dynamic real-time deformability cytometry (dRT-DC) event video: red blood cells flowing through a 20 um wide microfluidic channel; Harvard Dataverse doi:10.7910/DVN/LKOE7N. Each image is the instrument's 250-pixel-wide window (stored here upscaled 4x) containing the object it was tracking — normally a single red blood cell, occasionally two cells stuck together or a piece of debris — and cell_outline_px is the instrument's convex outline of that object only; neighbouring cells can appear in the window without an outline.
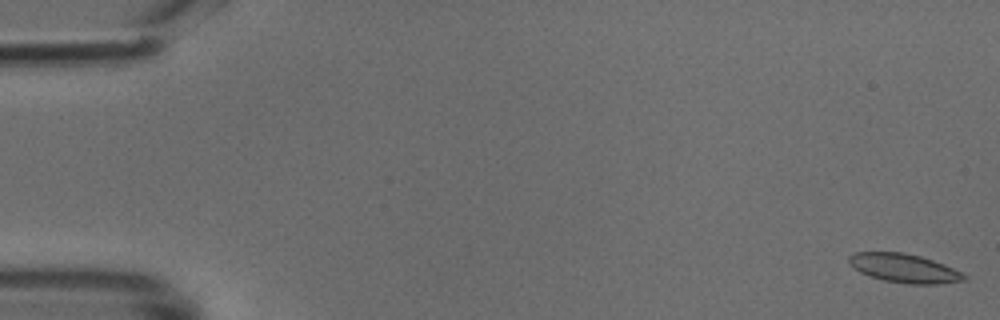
{"species": "common noctule bat (a hibernating species)", "species_latin": "Nyctalus noctula", "temperature_condition": "cold", "stored_images_in_passage": 49, "camera_frame_rate_fps": 3000, "um_per_image_px": 0.085, "animal": {"sex": "male", "body_mass_g": 18.8}, "frame": {"image": 1, "passage_image": 1, "time_ms": 0.0, "image_size_px": [1000, 320], "cell_outline_px": [[968, 276], [964, 280], [940, 284], [908, 284], [884, 280], [868, 276], [852, 268], [848, 264], [848, 256], [856, 252], [904, 252], [920, 256], [944, 264]], "centroid_in_image_um": [76.81, 22.8], "position_along_channel_um": 8.2, "area_um2": 19.42}}
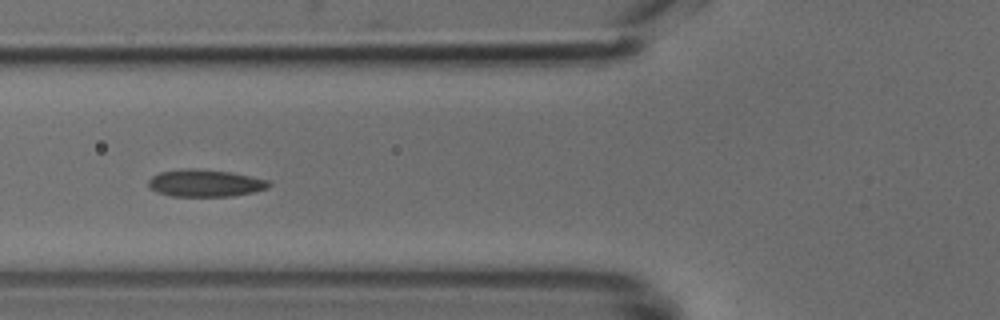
{"frame": {"image": 2, "passage_image": 19, "time_ms": 6.0, "image_size_px": [1000, 320], "cell_outline_px": [[272, 184], [268, 188], [256, 192], [232, 196], [172, 196], [156, 192], [148, 188], [148, 180], [152, 176], [160, 172], [188, 168], [196, 168], [232, 172], [268, 180]], "centroid_in_image_um": [17.44, 15.57], "position_along_channel_um": 108.4, "area_um2": 19.31}}
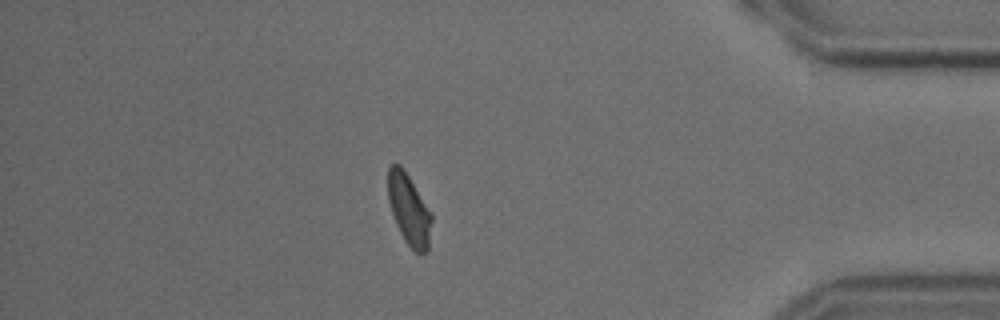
{"frame": {"image": 3, "passage_image": 43, "time_ms": 14.0, "image_size_px": [1000, 320], "cell_outline_px": [[432, 220], [428, 252], [416, 252], [404, 240], [396, 224], [388, 200], [388, 168], [392, 164], [400, 164], [404, 168], [432, 212]], "centroid_in_image_um": [34.78, 17.79], "position_along_channel_um": 400.4, "area_um2": 18.15}}